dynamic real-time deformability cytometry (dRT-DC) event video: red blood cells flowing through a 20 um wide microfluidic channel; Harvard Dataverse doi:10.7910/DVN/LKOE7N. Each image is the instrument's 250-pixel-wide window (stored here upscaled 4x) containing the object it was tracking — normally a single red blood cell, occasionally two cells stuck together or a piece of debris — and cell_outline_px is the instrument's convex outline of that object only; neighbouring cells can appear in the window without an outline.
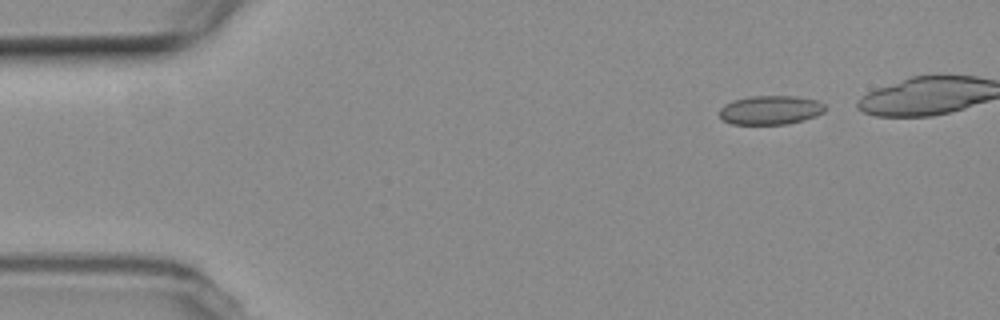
{"species": "common noctule bat (a hibernating species)", "species_latin": "Nyctalus noctula", "temperature_condition": "room temperature", "stored_images_in_passage": 5, "camera_frame_rate_fps": 3000, "um_per_image_px": 0.085, "animal": {"sex": "female", "body_mass_g": 19.3, "forearm_length_mm": 54.1}, "frame": {"image": 1, "passage_image": 1, "time_ms": 0.0, "image_size_px": [1000, 320], "cell_outline_px": [[824, 112], [816, 116], [804, 120], [788, 124], [732, 124], [724, 120], [720, 116], [720, 108], [724, 104], [732, 100], [748, 96], [796, 96], [816, 100], [824, 104]], "centroid_in_image_um": [65.48, 9.35], "position_along_channel_um": 19.5, "area_um2": 17.92}}